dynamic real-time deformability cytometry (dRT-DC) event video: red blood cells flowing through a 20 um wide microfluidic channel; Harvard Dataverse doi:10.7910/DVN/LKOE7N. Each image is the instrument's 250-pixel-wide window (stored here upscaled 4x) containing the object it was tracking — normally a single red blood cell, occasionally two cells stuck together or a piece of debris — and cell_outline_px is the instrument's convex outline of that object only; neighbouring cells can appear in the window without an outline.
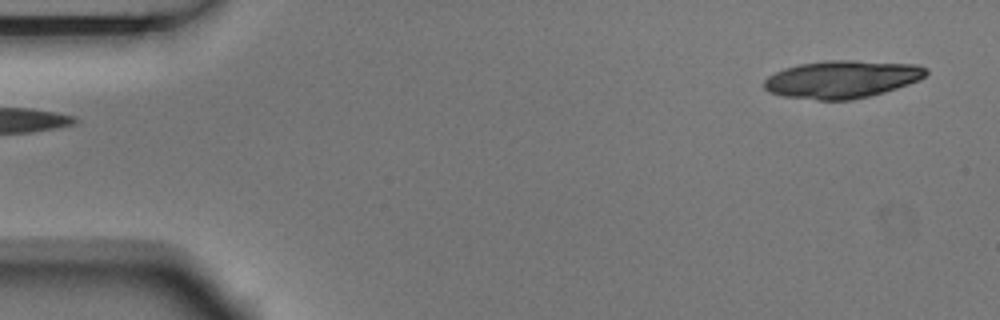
{"species": "Egyptian fruit bat (a non-hibernating species)", "species_latin": "Rousettus aegyptiacus", "temperature_condition": "room temperature", "stored_images_in_passage": 10, "camera_frame_rate_fps": 3000, "um_per_image_px": 0.085, "animal": {"sex": "male"}, "frame": {"image": 1, "passage_image": 1, "time_ms": 0.0, "image_size_px": [1000, 320], "cell_outline_px": [[928, 72], [920, 80], [884, 92], [852, 100], [816, 100], [784, 96], [768, 92], [764, 88], [764, 80], [768, 76], [784, 68], [800, 64], [824, 60], [856, 60], [920, 64], [928, 68]], "centroid_in_image_um": [71.59, 6.73], "position_along_channel_um": 13.4, "area_um2": 35.78}}
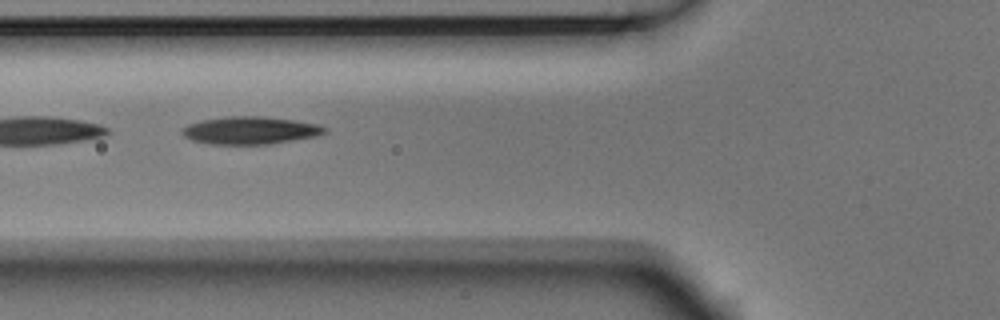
{"frame": {"image": 2, "passage_image": 6, "time_ms": 1.667, "image_size_px": [1000, 320], "cell_outline_px": [[328, 132], [320, 136], [272, 144], [208, 144], [192, 140], [184, 136], [180, 132], [180, 128], [188, 124], [200, 120], [228, 116], [260, 116], [292, 120], [316, 124], [328, 128]], "centroid_in_image_um": [21.27, 11.09], "position_along_channel_um": 104.5, "area_um2": 23.24}}
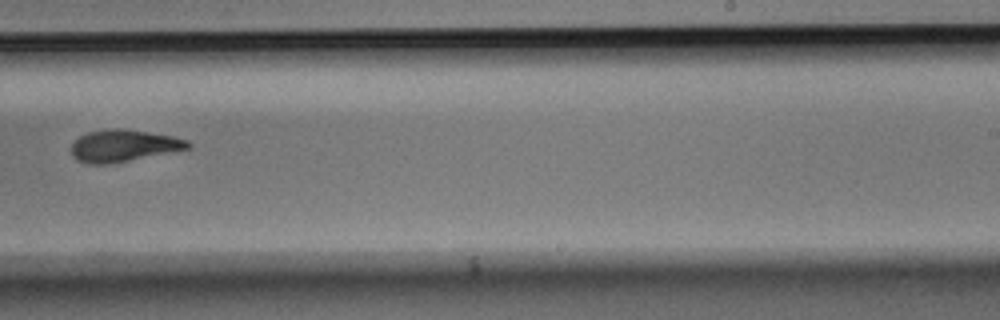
{"frame": {"image": 3, "passage_image": 10, "time_ms": 3.0, "image_size_px": [1000, 320], "cell_outline_px": [[192, 148], [112, 164], [88, 164], [76, 160], [72, 156], [72, 144], [80, 136], [88, 132], [112, 128], [120, 128], [172, 136], [188, 140], [192, 144]], "centroid_in_image_um": [10.52, 12.4], "position_along_channel_um": 278.5, "area_um2": 21.79}}